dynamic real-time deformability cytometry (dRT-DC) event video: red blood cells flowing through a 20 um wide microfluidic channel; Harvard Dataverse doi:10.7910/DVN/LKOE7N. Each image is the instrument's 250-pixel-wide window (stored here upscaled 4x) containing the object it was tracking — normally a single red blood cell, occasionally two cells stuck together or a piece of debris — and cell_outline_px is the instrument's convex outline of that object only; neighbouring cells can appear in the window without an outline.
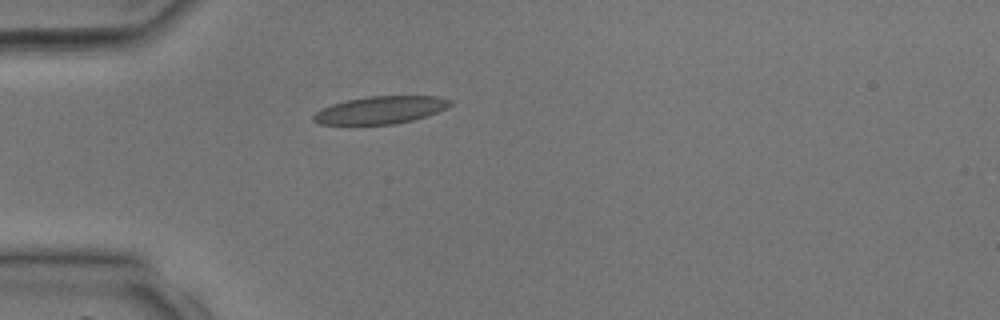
{"species": "common noctule bat (a hibernating species)", "species_latin": "Nyctalus noctula", "temperature_condition": "room temperature", "stored_images_in_passage": 12, "camera_frame_rate_fps": 3000, "um_per_image_px": 0.085, "animal": {"sex": "male", "body_mass_g": 17.9, "forearm_length_mm": 54.2}, "frame": {"image": 1, "passage_image": 1, "time_ms": 0.0, "image_size_px": [1000, 320], "cell_outline_px": [[452, 104], [436, 112], [412, 120], [396, 124], [320, 124], [312, 120], [312, 116], [320, 108], [332, 104], [348, 100], [368, 96], [436, 96], [452, 100]], "centroid_in_image_um": [32.31, 9.34], "position_along_channel_um": 52.7, "area_um2": 21.73}}
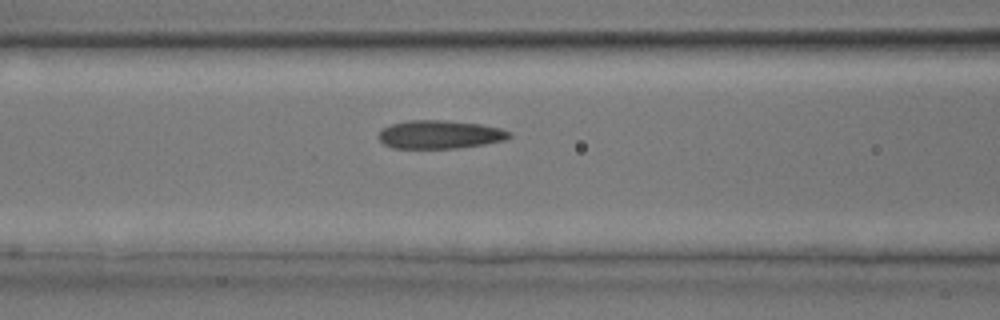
{"frame": {"image": 2, "passage_image": 6, "time_ms": 1.667, "image_size_px": [1000, 320], "cell_outline_px": [[512, 136], [504, 140], [484, 144], [456, 148], [392, 148], [384, 144], [376, 136], [384, 128], [392, 124], [408, 120], [444, 120], [480, 124], [500, 128], [512, 132]], "centroid_in_image_um": [37.39, 11.43], "position_along_channel_um": 129.2, "area_um2": 21.56}}